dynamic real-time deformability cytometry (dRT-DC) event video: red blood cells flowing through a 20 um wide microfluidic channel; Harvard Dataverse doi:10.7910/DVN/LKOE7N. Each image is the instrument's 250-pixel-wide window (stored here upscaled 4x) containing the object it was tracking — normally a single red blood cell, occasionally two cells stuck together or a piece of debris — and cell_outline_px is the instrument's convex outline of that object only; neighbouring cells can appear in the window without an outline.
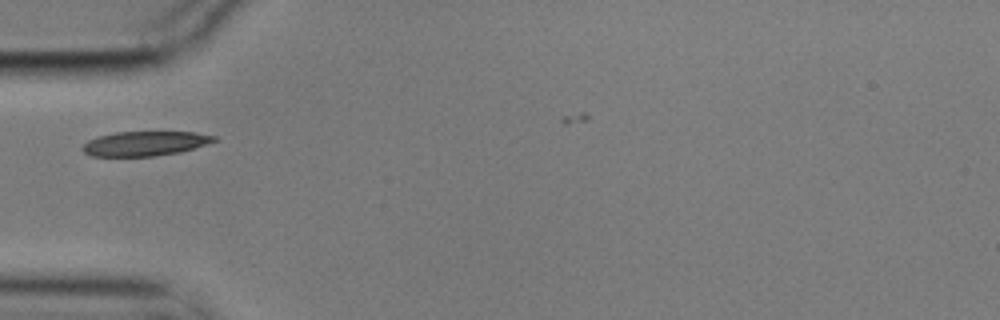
{"species": "common noctule bat (a hibernating species)", "species_latin": "Nyctalus noctula", "temperature_condition": "cold", "stored_images_in_passage": 2, "camera_frame_rate_fps": 3000, "um_per_image_px": 0.085, "animal": {"sex": "male", "body_mass_g": 17.9}, "frame": {"image": 1, "passage_image": 1, "time_ms": 0.0, "image_size_px": [1000, 320], "cell_outline_px": [[220, 140], [180, 152], [152, 156], [92, 156], [84, 152], [80, 148], [88, 140], [100, 136], [116, 132], [196, 132], [216, 136]], "centroid_in_image_um": [12.35, 12.2], "position_along_channel_um": 72.6, "area_um2": 18.79}}